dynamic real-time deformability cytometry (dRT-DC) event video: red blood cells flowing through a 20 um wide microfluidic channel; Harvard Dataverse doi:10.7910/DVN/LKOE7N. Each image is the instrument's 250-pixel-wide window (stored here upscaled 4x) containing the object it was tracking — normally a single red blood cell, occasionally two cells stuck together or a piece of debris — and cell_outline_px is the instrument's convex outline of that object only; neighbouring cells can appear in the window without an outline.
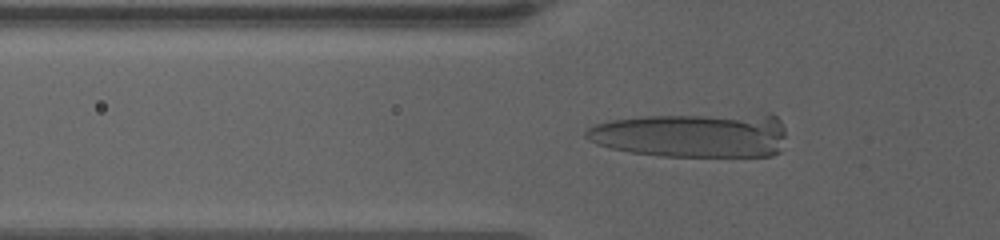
{"species": "human", "species_latin": "Homo sapiens", "temperature_condition": "warm", "stored_images_in_passage": 58, "camera_frame_rate_fps": 3000, "um_per_image_px": 0.085, "donor": {"sex": "female"}, "frame": {"image": 1, "passage_image": 22, "time_ms": 7.333, "image_size_px": [1000, 240], "cell_outline_px": [[784, 136], [780, 152], [772, 156], [660, 156], [632, 152], [608, 148], [596, 144], [588, 140], [584, 136], [584, 132], [588, 128], [596, 124], [612, 120], [644, 116], [768, 112], [772, 112], [780, 120], [784, 128]], "centroid_in_image_um": [58.9, 11.46], "position_along_channel_um": 66.9, "area_um2": 53.23}}
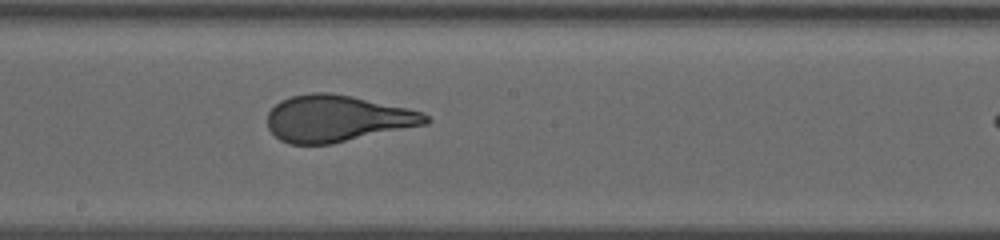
{"frame": {"image": 2, "passage_image": 38, "time_ms": 12.0, "image_size_px": [1000, 240], "cell_outline_px": [[432, 120], [428, 124], [332, 144], [288, 144], [280, 140], [268, 128], [268, 112], [280, 100], [292, 96], [312, 92], [324, 92], [352, 96], [408, 108], [420, 112], [428, 116]], "centroid_in_image_um": [28.66, 10.08], "position_along_channel_um": 219.5, "area_um2": 43.0}}
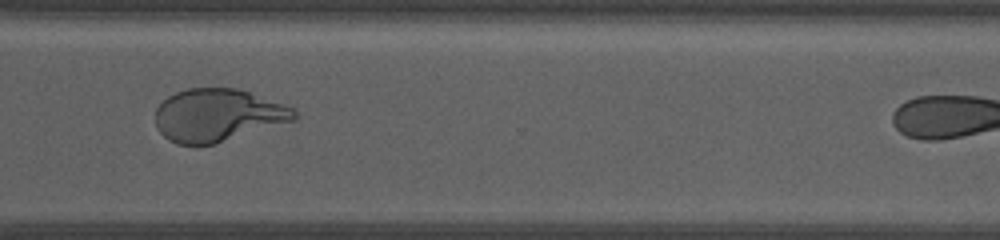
{"frame": {"image": 3, "passage_image": 50, "time_ms": 16.0, "image_size_px": [1000, 240], "cell_outline_px": [[296, 120], [212, 144], [176, 144], [168, 140], [156, 128], [156, 108], [168, 96], [176, 92], [188, 88], [236, 88], [284, 104], [292, 108], [296, 112]], "centroid_in_image_um": [18.48, 9.79], "position_along_channel_um": 352.1, "area_um2": 42.19}}